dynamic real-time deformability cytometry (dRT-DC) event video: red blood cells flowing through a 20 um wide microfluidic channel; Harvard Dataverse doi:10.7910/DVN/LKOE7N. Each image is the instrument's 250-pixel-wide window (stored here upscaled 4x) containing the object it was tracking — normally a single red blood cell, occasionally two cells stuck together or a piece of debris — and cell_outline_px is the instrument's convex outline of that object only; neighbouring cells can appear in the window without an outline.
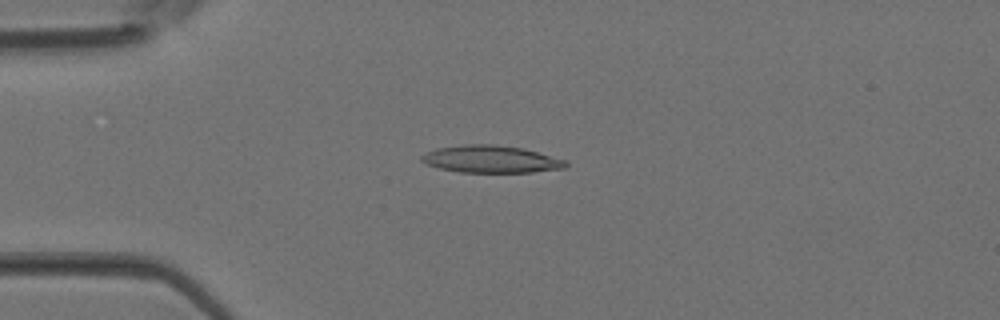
{"species": "Egyptian fruit bat (a non-hibernating species)", "species_latin": "Rousettus aegyptiacus", "temperature_condition": "room temperature", "stored_images_in_passage": 4, "camera_frame_rate_fps": 3000, "um_per_image_px": 0.085, "animal": {"sex": "female"}, "frame": {"image": 1, "passage_image": 3, "time_ms": 0.667, "image_size_px": [1000, 320], "cell_outline_px": [[568, 164], [564, 168], [532, 172], [460, 172], [440, 168], [428, 164], [420, 160], [420, 156], [436, 148], [464, 144], [492, 144], [524, 148], [568, 160]], "centroid_in_image_um": [41.77, 13.52], "position_along_channel_um": 43.2, "area_um2": 22.95}}